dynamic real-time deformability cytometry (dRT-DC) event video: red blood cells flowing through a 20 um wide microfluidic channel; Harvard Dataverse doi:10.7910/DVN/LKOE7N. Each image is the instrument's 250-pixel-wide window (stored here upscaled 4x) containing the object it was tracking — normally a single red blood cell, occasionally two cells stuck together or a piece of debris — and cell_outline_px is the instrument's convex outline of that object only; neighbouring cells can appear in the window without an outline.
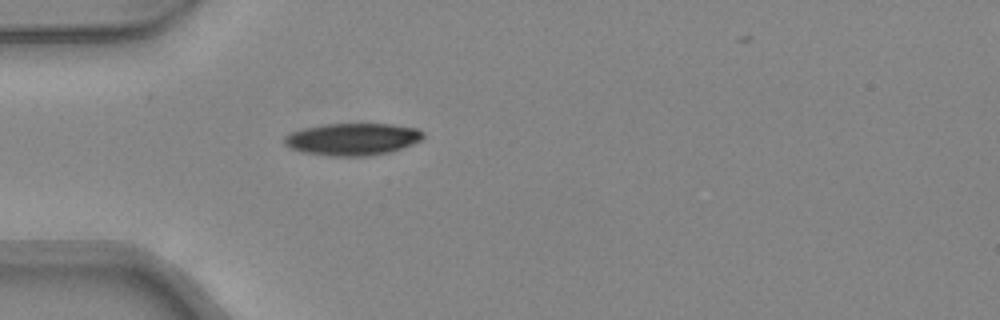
{"species": "common noctule bat (a hibernating species)", "species_latin": "Nyctalus noctula", "temperature_condition": "warm", "stored_images_in_passage": 33, "camera_frame_rate_fps": 3000, "um_per_image_px": 0.085, "animal": {"sex": "female", "body_mass_g": 24.6, "forearm_length_mm": 56.2}, "frame": {"image": 1, "passage_image": 1, "time_ms": 0.0, "image_size_px": [1000, 320], "cell_outline_px": [[424, 136], [420, 140], [412, 144], [392, 152], [368, 156], [332, 156], [304, 152], [292, 148], [284, 144], [284, 136], [292, 132], [304, 128], [324, 124], [392, 124], [416, 128], [424, 132]], "centroid_in_image_um": [29.99, 11.83], "position_along_channel_um": 55.0, "area_um2": 25.95}}
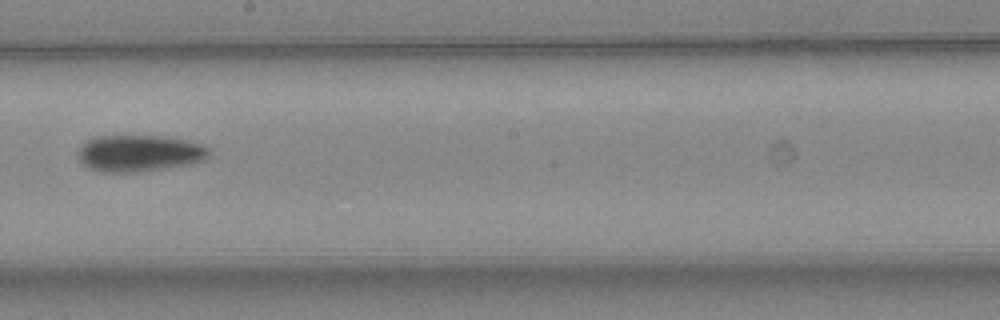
{"frame": {"image": 2, "passage_image": 14, "time_ms": 4.333, "image_size_px": [1000, 320], "cell_outline_px": [[208, 156], [204, 160], [192, 164], [140, 172], [100, 172], [88, 168], [76, 156], [76, 152], [92, 136], [160, 136], [184, 140], [200, 144], [208, 148]], "centroid_in_image_um": [11.8, 13.04], "position_along_channel_um": 236.4, "area_um2": 27.98}}
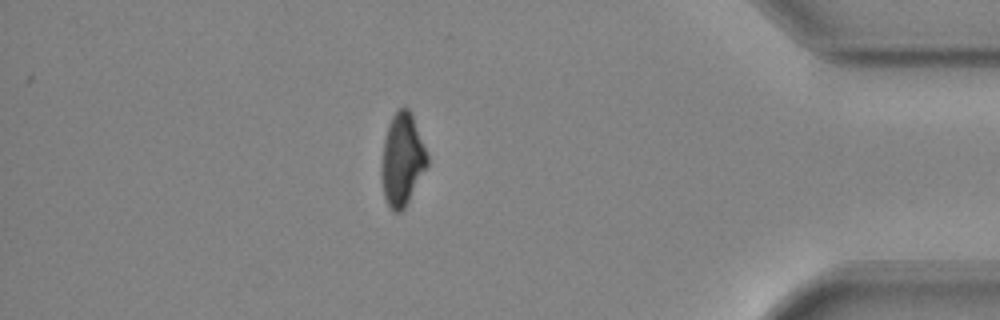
{"frame": {"image": 3, "passage_image": 28, "time_ms": 9.0, "image_size_px": [1000, 320], "cell_outline_px": [[428, 164], [404, 208], [400, 212], [392, 212], [384, 196], [380, 176], [380, 164], [384, 140], [388, 124], [392, 116], [400, 108], [408, 108], [412, 112], [428, 156]], "centroid_in_image_um": [34.16, 13.56], "position_along_channel_um": 401.0, "area_um2": 24.68}, "authors_computed_cell_mechanics": {"area_um2": 26.299, "velocity_mm_per_s": 4.3639, "shape_relaxation_time_tau1_ms": 4.6406, "shape_relaxation_time_tau2_ms": null, "deformation_change_tau1": 0.163, "deformation_change_tau2": null}}